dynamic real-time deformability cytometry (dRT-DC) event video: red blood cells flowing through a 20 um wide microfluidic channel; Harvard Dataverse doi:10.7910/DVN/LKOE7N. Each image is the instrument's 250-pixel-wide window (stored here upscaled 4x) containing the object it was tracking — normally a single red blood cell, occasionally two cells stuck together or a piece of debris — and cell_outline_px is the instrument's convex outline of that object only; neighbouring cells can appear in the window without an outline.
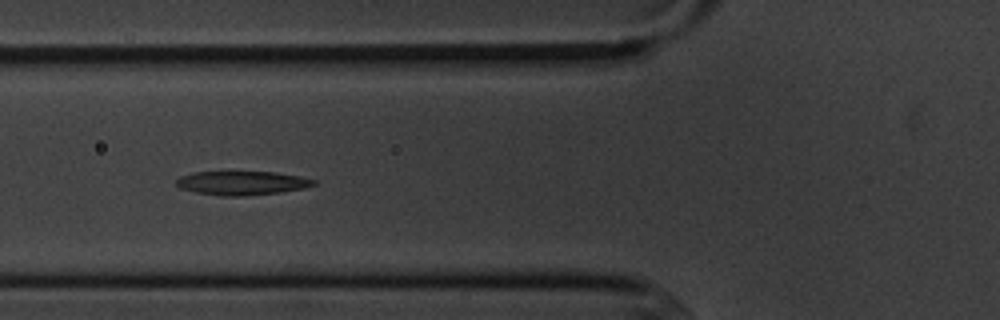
{"species": "common noctule bat (a hibernating species)", "species_latin": "Nyctalus noctula", "temperature_condition": "cold", "stored_images_in_passage": 10, "camera_frame_rate_fps": 3000, "um_per_image_px": 0.085, "animal": {"sex": "male", "body_mass_g": 20.1, "forearm_length_mm": 53.5}, "frame": {"image": 1, "passage_image": 6, "time_ms": 6.0, "image_size_px": [1000, 320], "cell_outline_px": [[316, 184], [304, 188], [280, 192], [244, 196], [224, 196], [196, 192], [180, 188], [176, 184], [176, 180], [180, 176], [192, 172], [276, 172], [300, 176], [316, 180]], "centroid_in_image_um": [20.57, 15.55], "position_along_channel_um": 105.2, "area_um2": 19.07}}
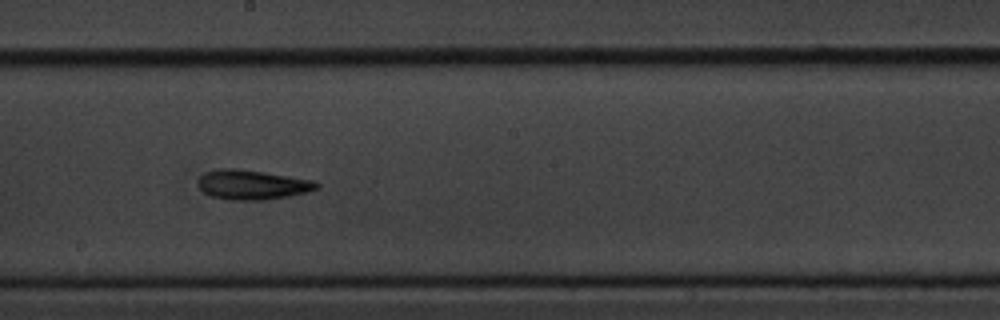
{"frame": {"image": 2, "passage_image": 9, "time_ms": 9.333, "image_size_px": [1000, 320], "cell_outline_px": [[320, 188], [308, 192], [288, 196], [264, 200], [228, 200], [212, 196], [204, 192], [196, 184], [200, 176], [204, 172], [220, 168], [236, 168], [264, 172], [312, 180], [320, 184]], "centroid_in_image_um": [21.42, 15.7], "position_along_channel_um": 226.8, "area_um2": 20.58}}
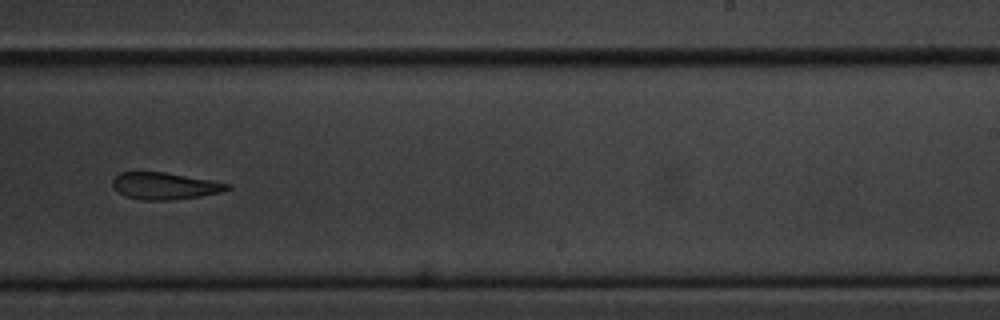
{"frame": {"image": 3, "passage_image": 10, "time_ms": 10.667, "image_size_px": [1000, 320], "cell_outline_px": [[232, 188], [220, 192], [200, 196], [168, 200], [140, 200], [124, 196], [112, 184], [112, 180], [120, 172], [164, 172], [232, 184]], "centroid_in_image_um": [14.01, 15.8], "position_along_channel_um": 275.0, "area_um2": 17.8}}